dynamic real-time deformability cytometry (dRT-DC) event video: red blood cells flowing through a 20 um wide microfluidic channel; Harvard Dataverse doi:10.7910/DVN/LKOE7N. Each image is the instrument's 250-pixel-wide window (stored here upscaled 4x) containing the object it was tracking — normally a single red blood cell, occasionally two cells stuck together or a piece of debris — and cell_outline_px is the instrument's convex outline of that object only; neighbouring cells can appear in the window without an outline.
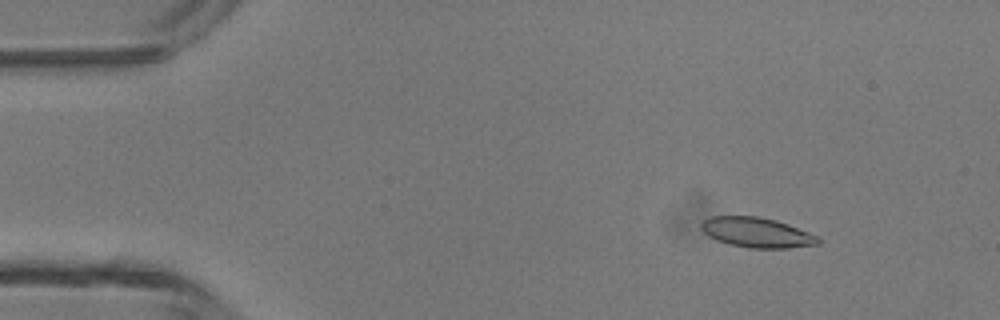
{"species": "common noctule bat (a hibernating species)", "species_latin": "Nyctalus noctula", "temperature_condition": "room temperature", "stored_images_in_passage": 46, "camera_frame_rate_fps": 3000, "um_per_image_px": 0.085, "animal": {"sex": "male", "body_mass_g": 13.3}, "frame": {"image": 1, "passage_image": 5, "time_ms": 1.333, "image_size_px": [1000, 320], "cell_outline_px": [[820, 244], [788, 248], [748, 248], [716, 240], [708, 236], [700, 228], [700, 224], [704, 220], [712, 216], [756, 216], [776, 220], [788, 224], [820, 236]], "centroid_in_image_um": [64.35, 19.76], "position_along_channel_um": 20.6, "area_um2": 20.52}}
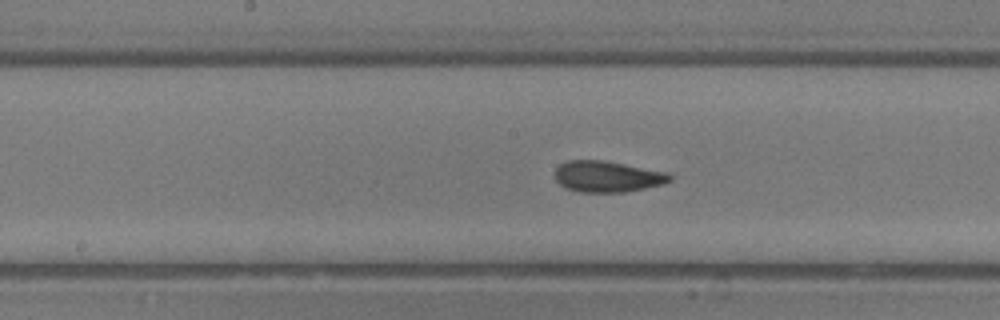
{"frame": {"image": 2, "passage_image": 23, "time_ms": 7.333, "image_size_px": [1000, 320], "cell_outline_px": [[672, 180], [664, 184], [624, 192], [580, 192], [564, 188], [556, 180], [556, 168], [560, 164], [568, 160], [604, 160], [668, 172], [672, 176]], "centroid_in_image_um": [51.64, 15.0], "position_along_channel_um": 196.6, "area_um2": 20.92}}
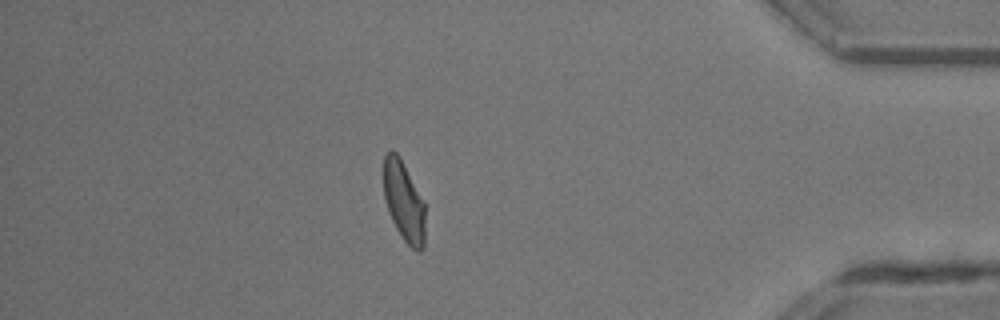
{"frame": {"image": 3, "passage_image": 40, "time_ms": 13.0, "image_size_px": [1000, 320], "cell_outline_px": [[424, 248], [420, 252], [416, 252], [404, 240], [396, 228], [392, 220], [384, 196], [384, 156], [392, 148], [400, 156], [424, 204]], "centroid_in_image_um": [34.32, 17.13], "position_along_channel_um": 400.9, "area_um2": 19.07}, "authors_computed_cell_mechanics": {"area_um2": 20.4323, "velocity_mm_per_s": 4.3701, "shape_relaxation_time_tau1_ms": 5.6379, "shape_relaxation_time_tau2_ms": 1.5238, "deformation_change_tau1": 0.1577, "deformation_change_tau2": 0.0745}}